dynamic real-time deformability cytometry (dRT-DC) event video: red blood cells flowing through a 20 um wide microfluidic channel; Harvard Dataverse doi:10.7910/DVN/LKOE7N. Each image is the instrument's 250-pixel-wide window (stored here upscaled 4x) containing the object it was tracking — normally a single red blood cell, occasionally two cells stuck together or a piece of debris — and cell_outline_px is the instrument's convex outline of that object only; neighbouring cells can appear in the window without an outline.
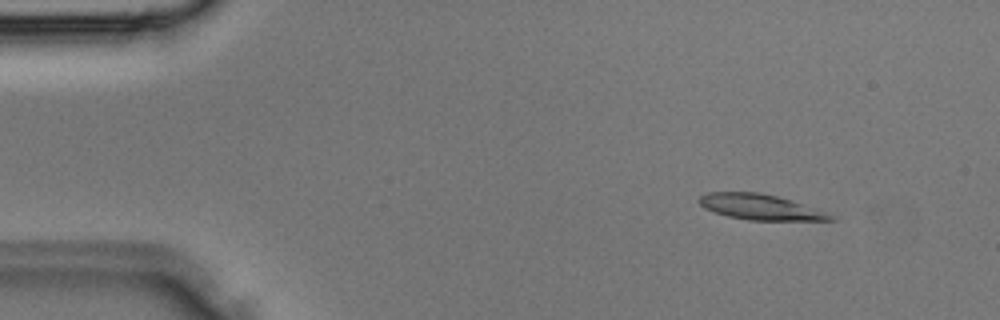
{"species": "Egyptian fruit bat (a non-hibernating species)", "species_latin": "Rousettus aegyptiacus", "temperature_condition": "room temperature", "stored_images_in_passage": 36, "segment_of_instrument_passage": [1, 2], "camera_frame_rate_fps": 3000, "um_per_image_px": 0.085, "animal": {"sex": "male"}, "frame": {"image": 1, "passage_image": 4, "time_ms": 1.0, "image_size_px": [1000, 320], "cell_outline_px": [[836, 220], [748, 220], [728, 216], [704, 208], [696, 200], [700, 196], [708, 192], [760, 192], [792, 200], [828, 212], [836, 216]], "centroid_in_image_um": [64.65, 17.59], "position_along_channel_um": 20.4, "area_um2": 19.59}}
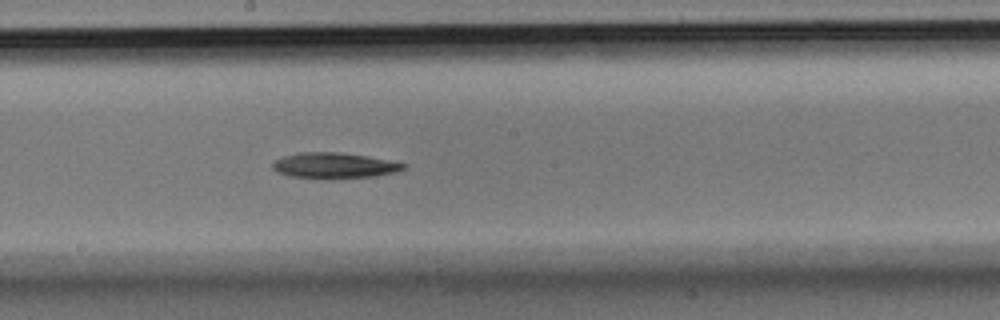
{"frame": {"image": 2, "passage_image": 19, "time_ms": 6.0, "image_size_px": [1000, 320], "cell_outline_px": [[408, 164], [404, 168], [396, 172], [376, 176], [292, 176], [276, 172], [272, 168], [272, 164], [276, 160], [284, 156], [300, 152], [340, 152], [396, 160]], "centroid_in_image_um": [28.49, 14.01], "position_along_channel_um": 219.7, "area_um2": 18.9}}
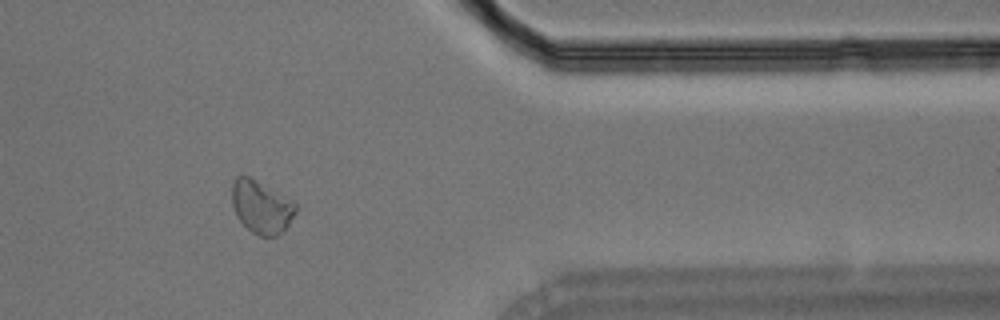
{"frame": {"image": 3, "passage_image": 29, "time_ms": 9.333, "image_size_px": [1000, 320], "cell_outline_px": [[296, 212], [288, 224], [276, 236], [260, 236], [252, 232], [236, 216], [232, 204], [232, 184], [236, 176], [248, 176], [256, 180], [292, 200], [296, 204]], "centroid_in_image_um": [22.19, 17.58], "position_along_channel_um": 389.2, "area_um2": 19.31}}